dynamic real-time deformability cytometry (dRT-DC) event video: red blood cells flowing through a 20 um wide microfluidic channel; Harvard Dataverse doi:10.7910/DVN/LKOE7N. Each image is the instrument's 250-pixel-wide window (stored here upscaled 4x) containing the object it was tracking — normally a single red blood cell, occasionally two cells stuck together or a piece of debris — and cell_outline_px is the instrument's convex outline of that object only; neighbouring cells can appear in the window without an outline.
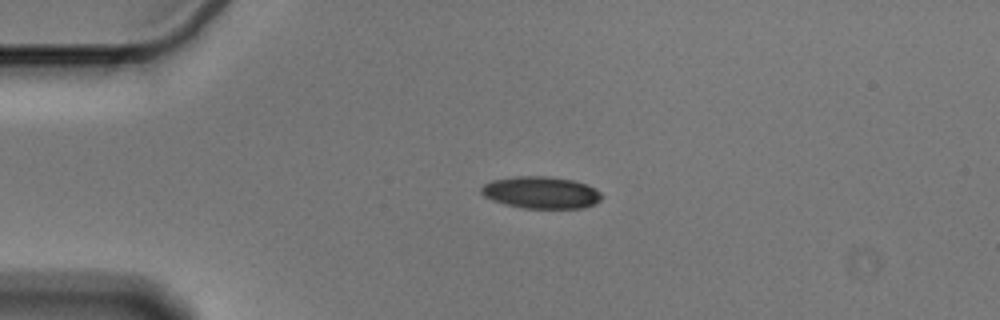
{"species": "Egyptian fruit bat (a non-hibernating species)", "species_latin": "Rousettus aegyptiacus", "temperature_condition": "cold", "stored_images_in_passage": 44, "camera_frame_rate_fps": 3000, "um_per_image_px": 0.085, "animal": {"sex": "male"}, "frame": {"image": 1, "passage_image": 1, "time_ms": 0.0, "image_size_px": [1000, 320], "cell_outline_px": [[604, 196], [596, 204], [584, 208], [524, 208], [504, 204], [492, 200], [484, 196], [480, 192], [480, 188], [484, 184], [492, 180], [516, 176], [548, 176], [572, 180], [588, 184], [600, 192]], "centroid_in_image_um": [46.0, 16.36], "position_along_channel_um": 39.0, "area_um2": 22.66}}
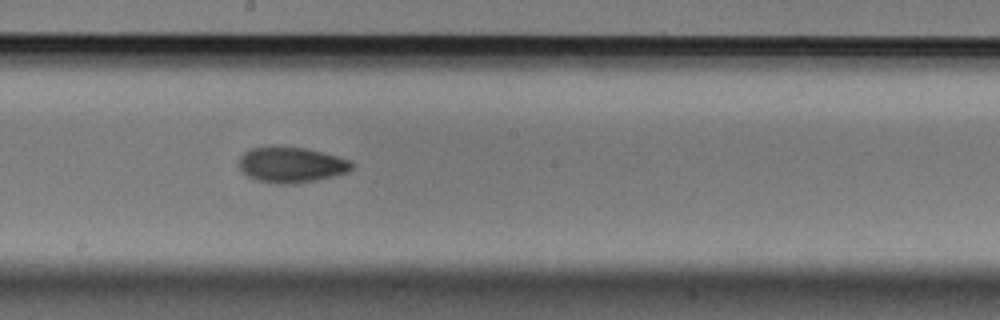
{"frame": {"image": 2, "passage_image": 19, "time_ms": 6.0, "image_size_px": [1000, 320], "cell_outline_px": [[356, 164], [348, 172], [316, 180], [296, 184], [276, 184], [256, 180], [248, 176], [240, 168], [240, 156], [248, 148], [272, 144], [304, 148], [336, 156], [348, 160]], "centroid_in_image_um": [24.72, 13.98], "position_along_channel_um": 223.5, "area_um2": 23.76}}
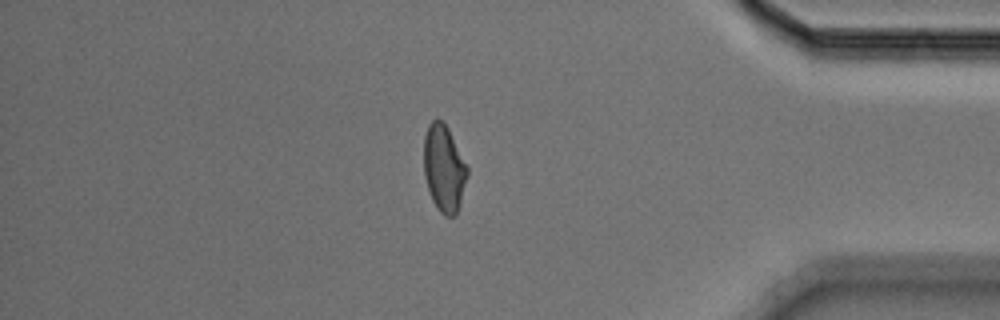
{"frame": {"image": 3, "passage_image": 36, "time_ms": 11.667, "image_size_px": [1000, 320], "cell_outline_px": [[468, 176], [456, 216], [444, 216], [436, 208], [432, 200], [424, 176], [424, 136], [428, 124], [432, 120], [444, 120], [468, 168]], "centroid_in_image_um": [37.73, 14.32], "position_along_channel_um": 397.5, "area_um2": 22.08}, "authors_computed_cell_mechanics": {"area_um2": 22.7154, "velocity_mm_per_s": 3.5865, "shape_relaxation_time_tau1_ms": 4.3237, "shape_relaxation_time_tau2_ms": 2.9625, "deformation_change_tau1": 0.1381, "deformation_change_tau2": 0.0779}}